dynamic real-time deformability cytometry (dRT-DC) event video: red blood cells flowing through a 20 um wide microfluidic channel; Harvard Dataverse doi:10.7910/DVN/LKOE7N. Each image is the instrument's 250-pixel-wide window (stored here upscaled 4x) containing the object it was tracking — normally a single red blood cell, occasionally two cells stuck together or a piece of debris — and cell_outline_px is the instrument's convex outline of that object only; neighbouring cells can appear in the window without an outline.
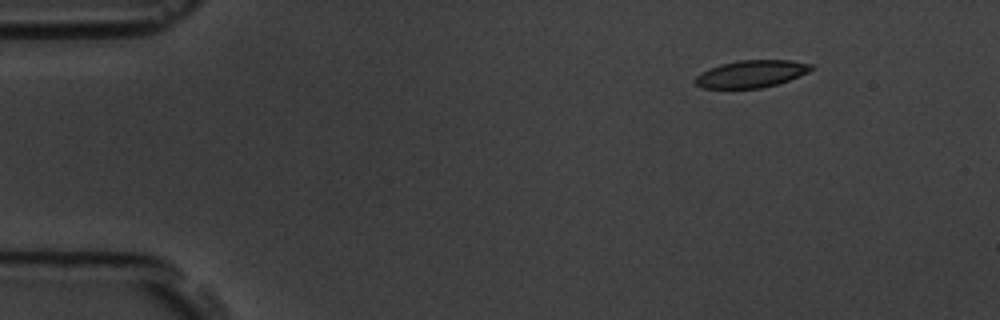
{"species": "common noctule bat (a hibernating species)", "species_latin": "Nyctalus noctula", "temperature_condition": "room temperature", "stored_images_in_passage": 4, "camera_frame_rate_fps": 3000, "um_per_image_px": 0.085, "animal": {"sex": "male", "body_mass_g": 19.5, "forearm_length_mm": 54.6}, "frame": {"image": 1, "passage_image": 1, "time_ms": 0.0, "image_size_px": [1000, 320], "cell_outline_px": [[816, 68], [808, 72], [788, 80], [776, 84], [760, 88], [704, 88], [696, 84], [696, 76], [700, 72], [708, 68], [720, 64], [740, 60], [792, 60], [812, 64]], "centroid_in_image_um": [63.87, 6.26], "position_along_channel_um": 21.1, "area_um2": 18.38}}
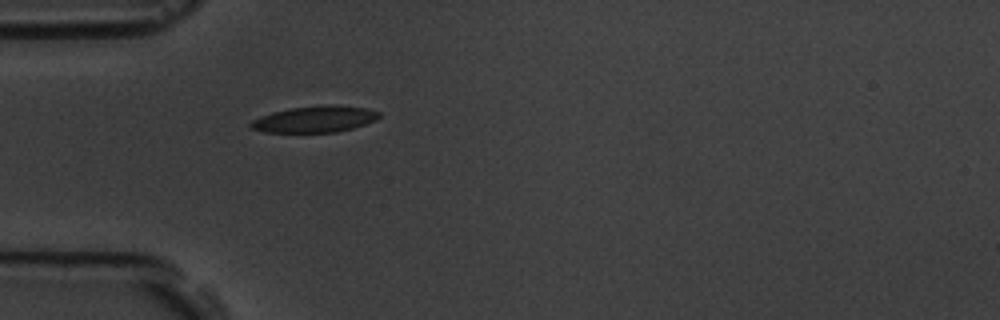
{"frame": {"image": 2, "passage_image": 4, "time_ms": 3.333, "image_size_px": [1000, 320], "cell_outline_px": [[380, 116], [376, 120], [352, 128], [336, 132], [264, 132], [252, 128], [248, 124], [252, 120], [260, 116], [272, 112], [292, 108], [324, 104], [336, 104], [364, 108], [380, 112]], "centroid_in_image_um": [26.75, 10.12], "position_along_channel_um": 58.2, "area_um2": 19.71}}